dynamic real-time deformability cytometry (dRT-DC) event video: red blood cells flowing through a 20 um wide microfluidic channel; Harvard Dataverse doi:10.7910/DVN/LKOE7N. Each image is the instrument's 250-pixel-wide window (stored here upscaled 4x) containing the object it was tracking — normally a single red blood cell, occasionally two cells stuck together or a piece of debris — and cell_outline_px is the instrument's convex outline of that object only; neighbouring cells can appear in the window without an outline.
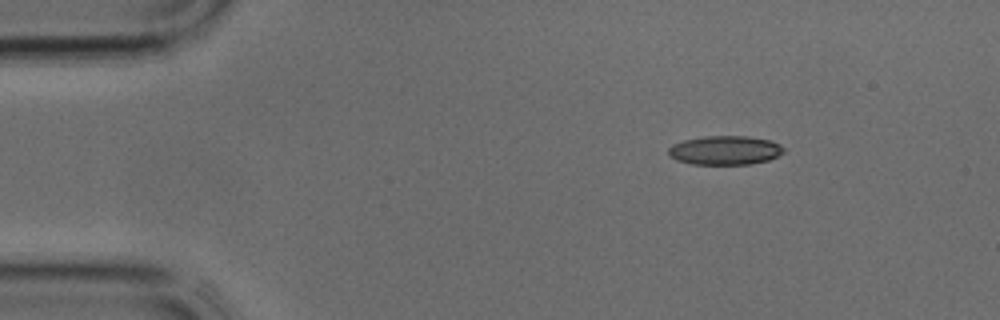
{"species": "common noctule bat (a hibernating species)", "species_latin": "Nyctalus noctula", "temperature_condition": "cold", "stored_images_in_passage": 34, "camera_frame_rate_fps": 3000, "um_per_image_px": 0.085, "animal": {"sex": "male", "body_mass_g": 17.9, "forearm_length_mm": 54.2}, "frame": {"image": 1, "passage_image": 1, "time_ms": 0.0, "image_size_px": [1000, 320], "cell_outline_px": [[784, 152], [768, 160], [748, 164], [692, 164], [676, 160], [668, 152], [668, 148], [672, 144], [684, 140], [704, 136], [748, 136], [768, 140], [780, 144], [784, 148]], "centroid_in_image_um": [61.61, 12.77], "position_along_channel_um": 23.4, "area_um2": 19.36}}
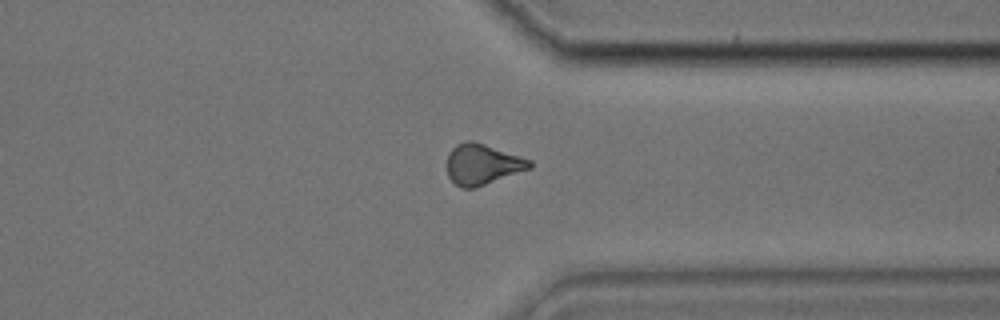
{"frame": {"image": 2, "passage_image": 25, "time_ms": 8.0, "image_size_px": [1000, 320], "cell_outline_px": [[532, 168], [476, 188], [464, 188], [456, 184], [448, 176], [448, 152], [456, 144], [468, 140], [472, 140], [532, 160]], "centroid_in_image_um": [41.02, 13.97], "position_along_channel_um": 370.4, "area_um2": 19.54}}
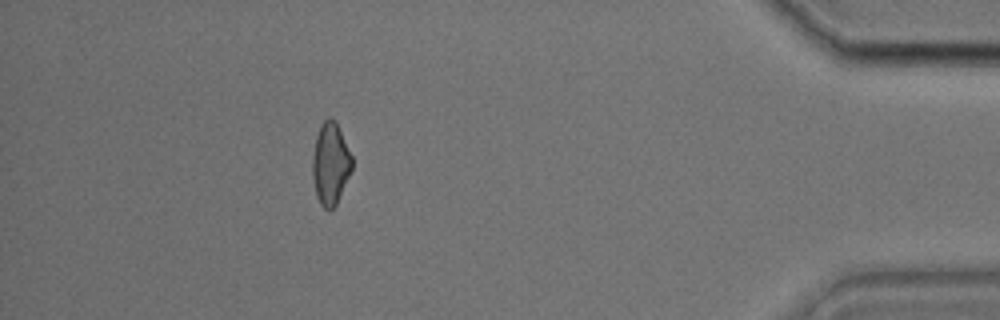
{"frame": {"image": 3, "passage_image": 30, "time_ms": 9.667, "image_size_px": [1000, 320], "cell_outline_px": [[352, 168], [336, 204], [328, 212], [320, 204], [316, 196], [312, 176], [312, 156], [316, 136], [320, 124], [328, 116], [336, 120], [352, 156]], "centroid_in_image_um": [28.07, 13.89], "position_along_channel_um": 407.1, "area_um2": 19.02}}